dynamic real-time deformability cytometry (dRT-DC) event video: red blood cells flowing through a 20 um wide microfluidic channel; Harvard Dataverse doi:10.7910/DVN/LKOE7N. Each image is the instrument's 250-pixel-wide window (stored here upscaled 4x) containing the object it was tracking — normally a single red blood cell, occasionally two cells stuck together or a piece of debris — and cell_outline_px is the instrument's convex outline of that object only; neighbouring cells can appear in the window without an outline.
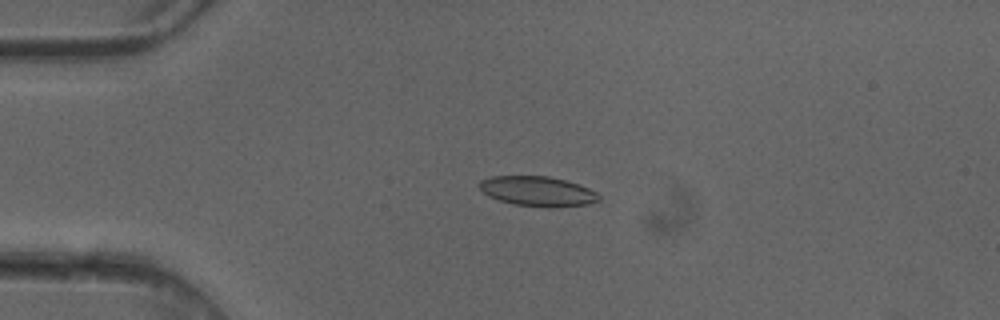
{"species": "common noctule bat (a hibernating species)", "species_latin": "Nyctalus noctula", "temperature_condition": "cold", "stored_images_in_passage": 6, "camera_frame_rate_fps": 3000, "um_per_image_px": 0.085, "animal": {"sex": "female"}, "frame": {"image": 1, "passage_image": 3, "time_ms": 0.667, "image_size_px": [1000, 320], "cell_outline_px": [[600, 200], [588, 204], [556, 208], [548, 208], [512, 204], [488, 196], [476, 184], [480, 180], [492, 176], [548, 176], [580, 184], [596, 192], [600, 196]], "centroid_in_image_um": [45.7, 16.27], "position_along_channel_um": 39.3, "area_um2": 21.04}}
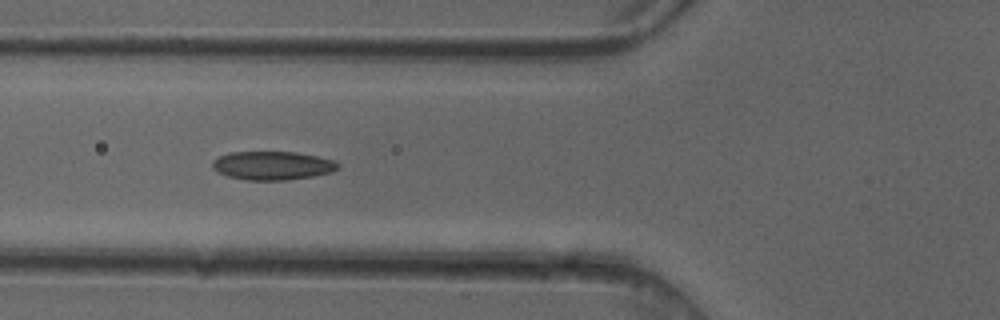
{"frame": {"image": 2, "passage_image": 5, "time_ms": 1.333, "image_size_px": [1000, 320], "cell_outline_px": [[340, 168], [332, 172], [312, 176], [288, 180], [248, 180], [228, 176], [216, 172], [212, 168], [212, 160], [220, 156], [232, 152], [296, 152], [316, 156], [332, 160], [340, 164]], "centroid_in_image_um": [23.15, 14.08], "position_along_channel_um": 102.6, "area_um2": 20.92}}
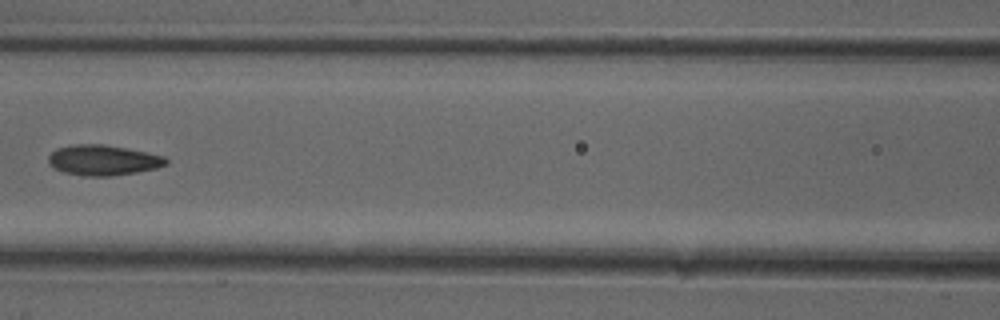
{"frame": {"image": 3, "passage_image": 6, "time_ms": 1.667, "image_size_px": [1000, 320], "cell_outline_px": [[168, 164], [156, 168], [136, 172], [112, 176], [84, 176], [64, 172], [56, 168], [48, 160], [48, 156], [56, 148], [76, 144], [104, 144], [164, 156], [168, 160]], "centroid_in_image_um": [8.77, 13.61], "position_along_channel_um": 157.8, "area_um2": 20.58}}